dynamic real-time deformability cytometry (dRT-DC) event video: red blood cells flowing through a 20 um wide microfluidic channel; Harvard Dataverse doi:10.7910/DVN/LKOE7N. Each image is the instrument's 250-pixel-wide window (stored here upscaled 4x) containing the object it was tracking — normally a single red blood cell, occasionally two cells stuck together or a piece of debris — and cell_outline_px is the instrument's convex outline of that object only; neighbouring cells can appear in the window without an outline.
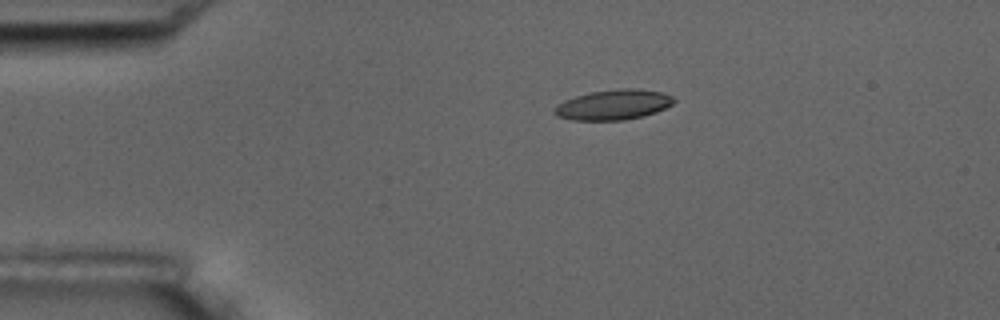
{"species": "common noctule bat (a hibernating species)", "species_latin": "Nyctalus noctula", "temperature_condition": "room temperature", "stored_images_in_passage": 5, "camera_frame_rate_fps": 3000, "um_per_image_px": 0.085, "animal": {"sex": "male", "body_mass_g": 17.5, "forearm_length_mm": 52.3}, "frame": {"image": 1, "passage_image": 1, "time_ms": 0.0, "image_size_px": [1000, 320], "cell_outline_px": [[676, 100], [672, 104], [656, 112], [644, 116], [624, 120], [572, 120], [556, 116], [552, 112], [556, 104], [564, 100], [576, 96], [592, 92], [620, 88], [636, 88], [664, 92], [672, 96]], "centroid_in_image_um": [52.13, 8.9], "position_along_channel_um": 32.9, "area_um2": 21.15}}